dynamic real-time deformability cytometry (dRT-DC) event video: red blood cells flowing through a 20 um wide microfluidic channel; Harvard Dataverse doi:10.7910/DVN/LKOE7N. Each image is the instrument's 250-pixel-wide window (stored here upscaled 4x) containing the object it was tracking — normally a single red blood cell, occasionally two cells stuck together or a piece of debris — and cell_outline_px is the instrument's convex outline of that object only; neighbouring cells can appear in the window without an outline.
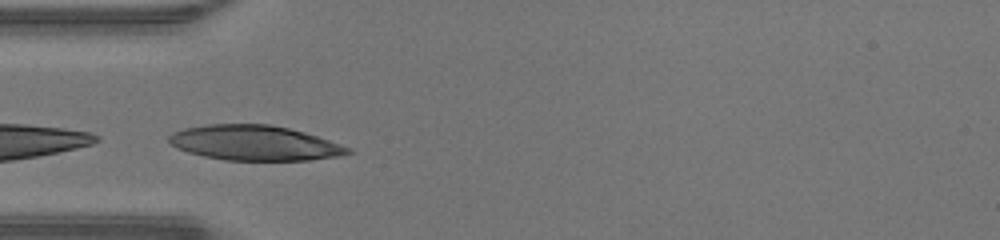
{"species": "human", "species_latin": "Homo sapiens", "temperature_condition": "warm", "stored_images_in_passage": 20, "camera_frame_rate_fps": 3000, "um_per_image_px": 0.085, "donor": {"sex": "male"}, "frame": {"image": 1, "passage_image": 1, "time_ms": 0.0, "image_size_px": [1000, 240], "cell_outline_px": [[356, 152], [340, 156], [308, 160], [224, 160], [204, 156], [188, 152], [176, 148], [168, 140], [168, 136], [172, 132], [184, 128], [208, 124], [268, 124], [288, 128], [304, 132], [352, 148]], "centroid_in_image_um": [21.64, 12.15], "position_along_channel_um": 63.4, "area_um2": 36.53}}
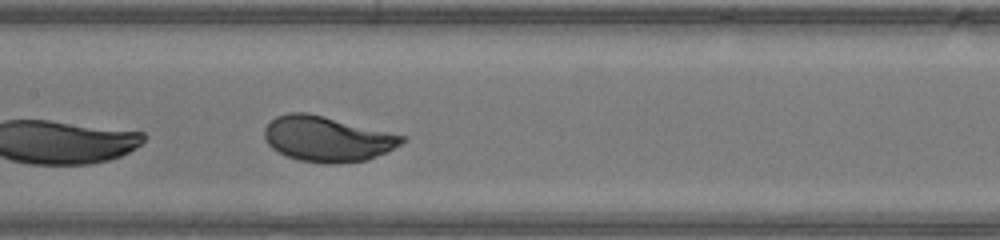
{"frame": {"image": 2, "passage_image": 9, "time_ms": 2.667, "image_size_px": [1000, 240], "cell_outline_px": [[404, 140], [400, 144], [368, 160], [336, 164], [324, 164], [300, 160], [288, 156], [272, 148], [268, 144], [264, 136], [264, 128], [276, 116], [288, 112], [308, 112], [404, 136]], "centroid_in_image_um": [27.76, 11.8], "position_along_channel_um": 179.6, "area_um2": 35.89}}
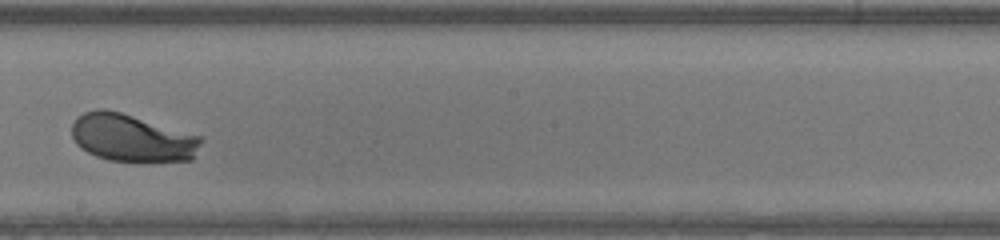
{"frame": {"image": 3, "passage_image": 13, "time_ms": 4.0, "image_size_px": [1000, 240], "cell_outline_px": [[204, 140], [192, 160], [108, 160], [96, 156], [80, 148], [76, 144], [72, 136], [72, 124], [76, 116], [84, 112], [96, 108], [104, 108], [120, 112], [200, 136]], "centroid_in_image_um": [11.17, 11.7], "position_along_channel_um": 237.0, "area_um2": 35.43}}